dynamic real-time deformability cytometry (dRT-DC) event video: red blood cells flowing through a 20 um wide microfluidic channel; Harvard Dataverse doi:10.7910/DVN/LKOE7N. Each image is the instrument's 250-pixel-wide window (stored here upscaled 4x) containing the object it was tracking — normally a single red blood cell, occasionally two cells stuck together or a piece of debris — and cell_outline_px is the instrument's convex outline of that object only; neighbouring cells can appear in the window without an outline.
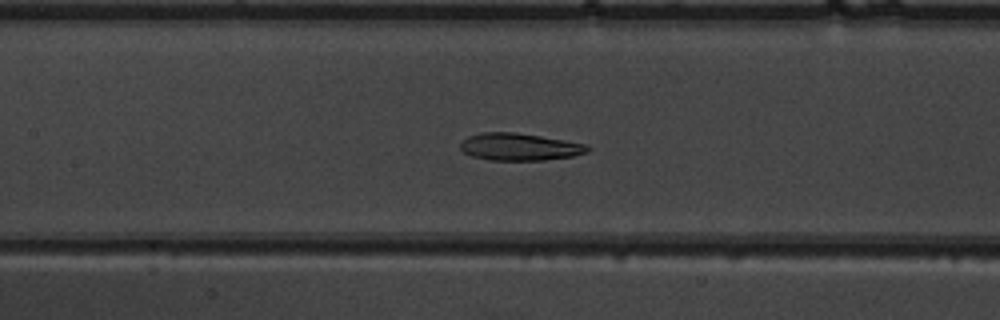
{"species": "common noctule bat (a hibernating species)", "species_latin": "Nyctalus noctula", "temperature_condition": "warm", "stored_images_in_passage": 39, "camera_frame_rate_fps": 3000, "um_per_image_px": 0.085, "animal": {"sex": "male", "body_mass_g": 19.5, "forearm_length_mm": 54.6}, "frame": {"image": 1, "passage_image": 12, "time_ms": 3.667, "image_size_px": [1000, 320], "cell_outline_px": [[592, 148], [588, 152], [572, 156], [544, 160], [488, 160], [472, 156], [464, 152], [460, 148], [460, 144], [468, 136], [480, 132], [516, 132], [588, 144]], "centroid_in_image_um": [44.18, 12.48], "position_along_channel_um": 163.2, "area_um2": 20.29}}
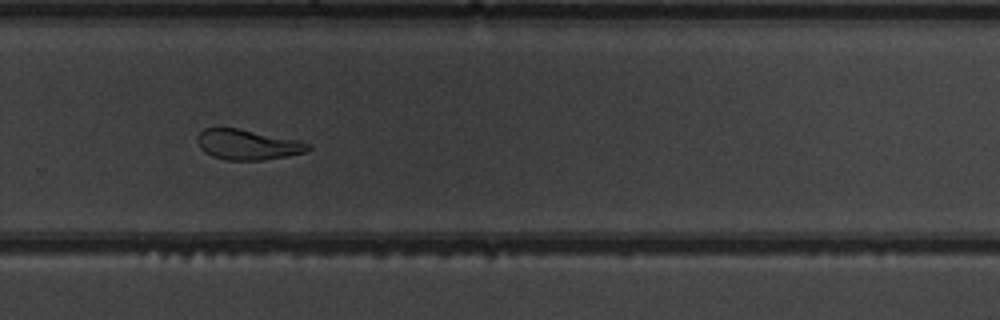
{"frame": {"image": 2, "passage_image": 23, "time_ms": 7.333, "image_size_px": [1000, 320], "cell_outline_px": [[312, 148], [304, 152], [288, 156], [264, 160], [228, 160], [212, 156], [204, 152], [200, 148], [196, 140], [196, 136], [204, 128], [236, 128], [300, 140], [312, 144]], "centroid_in_image_um": [21.06, 12.29], "position_along_channel_um": 308.7, "area_um2": 19.65}}
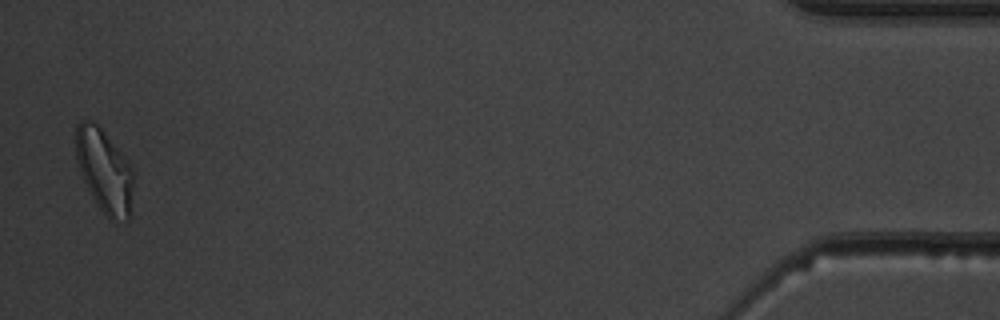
{"frame": {"image": 3, "passage_image": 38, "time_ms": 12.333, "image_size_px": [1000, 320], "cell_outline_px": [[132, 188], [128, 220], [124, 220], [108, 216], [100, 208], [88, 188], [84, 180], [76, 160], [76, 124], [80, 120], [92, 120], [100, 128], [120, 152], [132, 168]], "centroid_in_image_um": [8.83, 14.45], "position_along_channel_um": 426.4, "area_um2": 26.82}, "authors_computed_cell_mechanics": {"area_um2": 20.6924, "velocity_mm_per_s": 3.9805, "shape_relaxation_time_tau1_ms": 7.448, "shape_relaxation_time_tau2_ms": 1.3988, "deformation_change_tau1": 0.22, "deformation_change_tau2": 0.084}}